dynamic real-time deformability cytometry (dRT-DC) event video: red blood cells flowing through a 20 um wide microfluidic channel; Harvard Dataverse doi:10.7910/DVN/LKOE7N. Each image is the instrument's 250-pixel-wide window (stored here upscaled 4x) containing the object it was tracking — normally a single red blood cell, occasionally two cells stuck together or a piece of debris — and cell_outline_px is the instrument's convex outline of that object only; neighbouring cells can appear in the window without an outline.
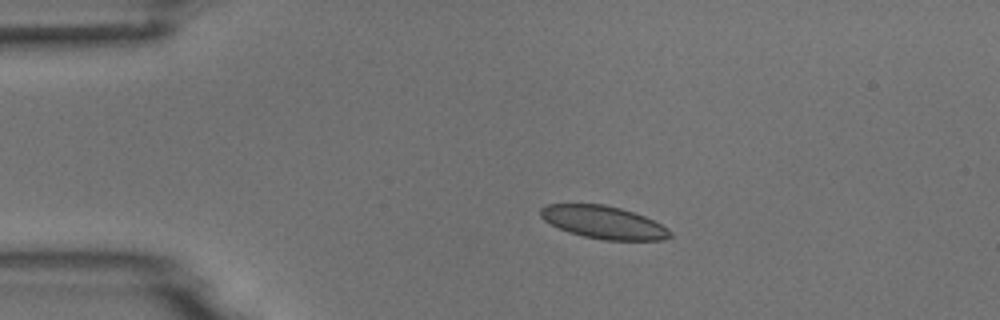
{"species": "common noctule bat (a hibernating species)", "species_latin": "Nyctalus noctula", "temperature_condition": "room temperature", "stored_images_in_passage": 6, "camera_frame_rate_fps": 3000, "um_per_image_px": 0.085, "animal": {"sex": "male", "body_mass_g": 18.8}, "frame": {"image": 1, "passage_image": 3, "time_ms": 3.333, "image_size_px": [1000, 320], "cell_outline_px": [[672, 236], [664, 240], [604, 240], [584, 236], [568, 232], [544, 220], [540, 216], [540, 208], [548, 204], [604, 204], [620, 208], [644, 216], [668, 228], [672, 232]], "centroid_in_image_um": [51.31, 18.9], "position_along_channel_um": 33.7, "area_um2": 24.57}}
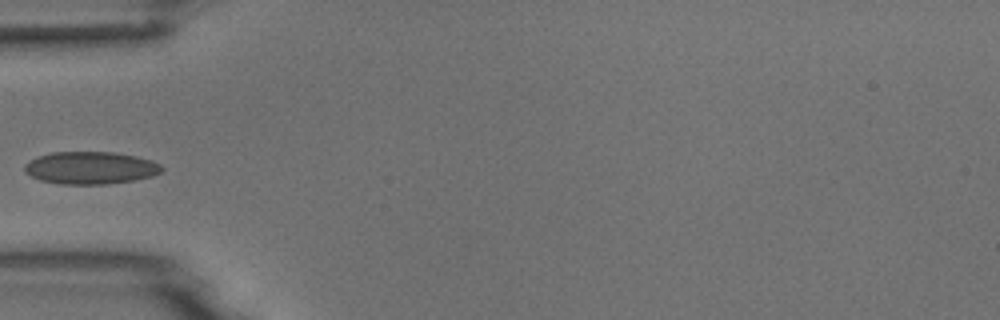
{"frame": {"image": 2, "passage_image": 5, "time_ms": 5.667, "image_size_px": [1000, 320], "cell_outline_px": [[164, 168], [160, 172], [152, 176], [132, 180], [108, 184], [60, 184], [40, 180], [24, 172], [24, 164], [40, 156], [52, 152], [116, 152], [136, 156], [152, 160], [160, 164]], "centroid_in_image_um": [7.71, 14.26], "position_along_channel_um": 77.3, "area_um2": 25.89}}